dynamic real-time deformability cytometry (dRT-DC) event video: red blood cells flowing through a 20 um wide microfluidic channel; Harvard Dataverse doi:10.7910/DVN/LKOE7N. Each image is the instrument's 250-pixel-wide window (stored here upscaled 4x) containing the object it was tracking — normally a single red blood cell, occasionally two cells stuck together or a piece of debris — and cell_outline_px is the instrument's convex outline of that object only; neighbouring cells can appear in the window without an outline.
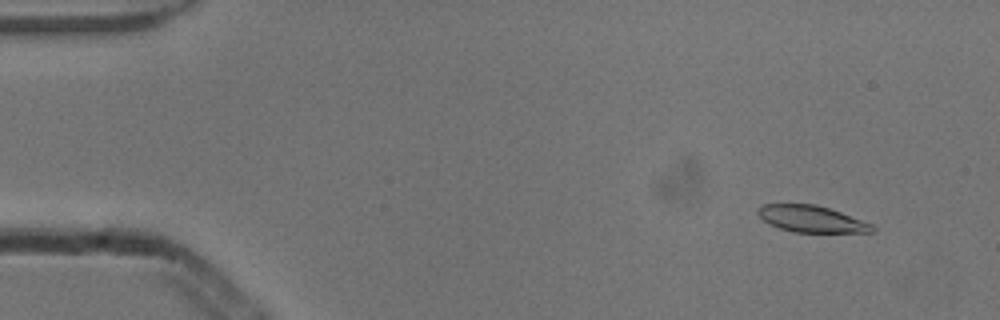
{"species": "common noctule bat (a hibernating species)", "species_latin": "Nyctalus noctula", "temperature_condition": "cold", "stored_images_in_passage": 54, "camera_frame_rate_fps": 3000, "um_per_image_px": 0.085, "animal": {"sex": "male", "body_mass_g": 13.3}, "frame": {"image": 1, "passage_image": 5, "time_ms": 1.333, "image_size_px": [1000, 320], "cell_outline_px": [[876, 228], [872, 232], [792, 232], [768, 224], [756, 212], [756, 208], [760, 204], [816, 204], [840, 212], [872, 224]], "centroid_in_image_um": [68.92, 18.6], "position_along_channel_um": 16.1, "area_um2": 17.69}}
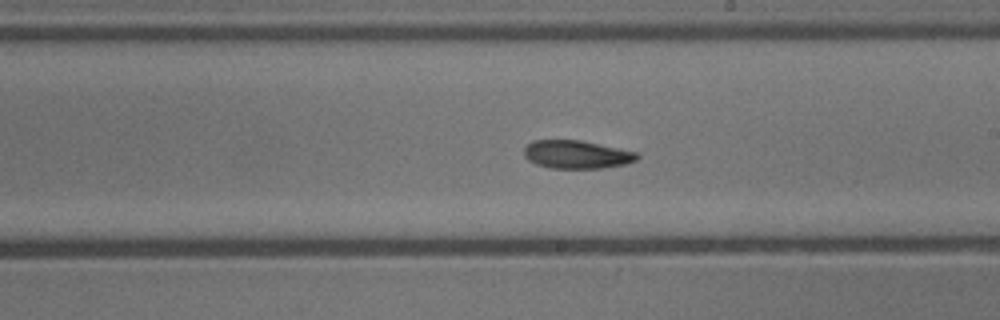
{"frame": {"image": 2, "passage_image": 31, "time_ms": 10.0, "image_size_px": [1000, 320], "cell_outline_px": [[640, 156], [636, 160], [624, 164], [604, 168], [552, 168], [536, 164], [528, 160], [524, 156], [524, 148], [532, 140], [580, 140], [636, 152]], "centroid_in_image_um": [48.99, 13.13], "position_along_channel_um": 240.0, "area_um2": 18.44}}
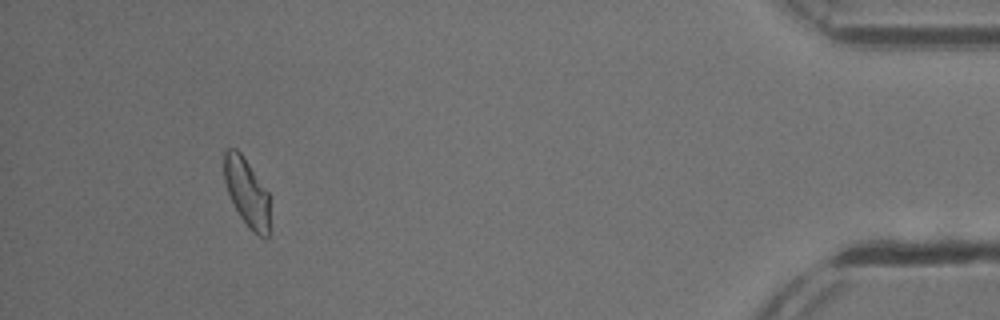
{"frame": {"image": 3, "passage_image": 50, "time_ms": 16.333, "image_size_px": [1000, 320], "cell_outline_px": [[268, 236], [260, 236], [252, 232], [248, 228], [240, 216], [228, 192], [224, 180], [224, 152], [228, 148], [236, 148], [240, 152], [268, 192]], "centroid_in_image_um": [20.95, 16.33], "position_along_channel_um": 414.2, "area_um2": 17.69}, "authors_computed_cell_mechanics": {"area_um2": 18.9006, "velocity_mm_per_s": 3.8405, "shape_relaxation_time_tau1_ms": 3.1435, "shape_relaxation_time_tau2_ms": 9.348, "deformation_change_tau1": 0.1172, "deformation_change_tau2": 0.1264}}